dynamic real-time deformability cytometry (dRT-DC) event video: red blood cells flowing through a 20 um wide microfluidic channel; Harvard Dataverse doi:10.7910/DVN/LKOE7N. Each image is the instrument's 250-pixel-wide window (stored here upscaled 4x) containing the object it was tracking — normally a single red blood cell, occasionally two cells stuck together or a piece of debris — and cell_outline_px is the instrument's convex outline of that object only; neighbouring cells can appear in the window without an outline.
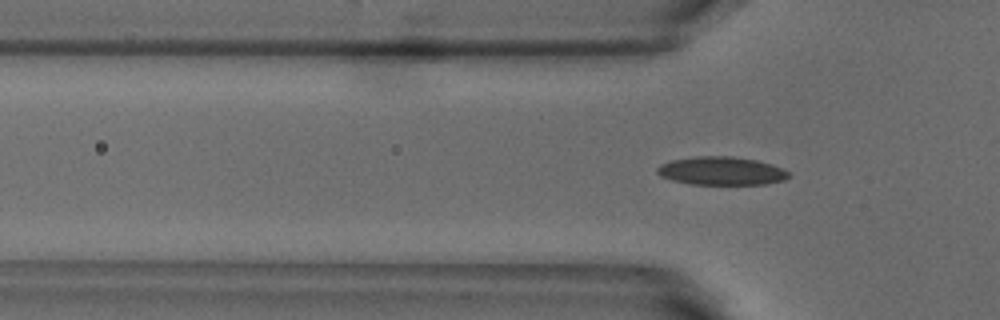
{"species": "common noctule bat (a hibernating species)", "species_latin": "Nyctalus noctula", "temperature_condition": "warm", "stored_images_in_passage": 4, "camera_frame_rate_fps": 3000, "um_per_image_px": 0.085, "animal": {"sex": "male", "body_mass_g": 18.8}, "frame": {"image": 1, "passage_image": 4, "time_ms": 1.0, "image_size_px": [1000, 320], "cell_outline_px": [[792, 176], [784, 180], [764, 184], [692, 184], [672, 180], [660, 176], [656, 172], [656, 168], [660, 164], [672, 160], [696, 156], [732, 156], [756, 160], [772, 164], [788, 172]], "centroid_in_image_um": [61.3, 14.52], "position_along_channel_um": 64.5, "area_um2": 21.68}}